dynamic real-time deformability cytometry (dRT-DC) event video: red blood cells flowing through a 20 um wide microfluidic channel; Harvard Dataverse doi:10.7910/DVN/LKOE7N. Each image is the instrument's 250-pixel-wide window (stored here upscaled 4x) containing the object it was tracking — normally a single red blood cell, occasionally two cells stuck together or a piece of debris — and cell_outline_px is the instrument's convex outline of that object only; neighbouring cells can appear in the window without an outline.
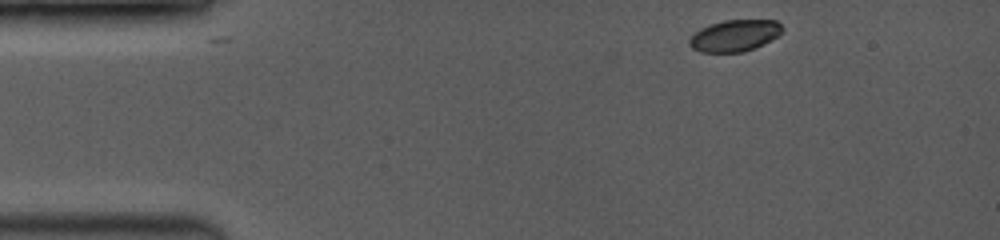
{"species": "common noctule bat (a hibernating species)", "species_latin": "Nyctalus noctula", "temperature_condition": "room temperature", "stored_images_in_passage": 13, "camera_frame_rate_fps": 3500, "um_per_image_px": 0.085, "animal": {"sex": "female", "body_mass_g": 19.0, "forearm_length_mm": 53.3}, "frame": {"image": 1, "passage_image": 1, "time_ms": 0.0, "image_size_px": [1000, 240], "cell_outline_px": [[784, 28], [780, 36], [756, 48], [744, 52], [700, 52], [692, 48], [688, 44], [688, 40], [700, 28], [724, 20], [776, 20]], "centroid_in_image_um": [62.48, 3.03], "position_along_channel_um": 22.5, "area_um2": 17.28}}
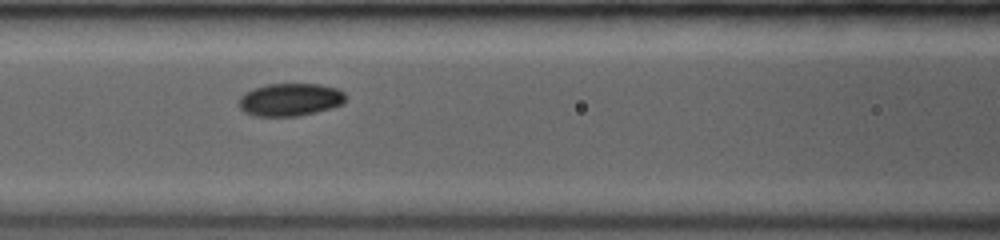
{"frame": {"image": 2, "passage_image": 10, "time_ms": 4.857, "image_size_px": [1000, 240], "cell_outline_px": [[344, 104], [332, 108], [300, 116], [252, 116], [244, 112], [240, 108], [240, 96], [244, 92], [268, 84], [320, 84], [336, 88], [344, 92]], "centroid_in_image_um": [24.67, 8.48], "position_along_channel_um": 141.9, "area_um2": 20.4}}
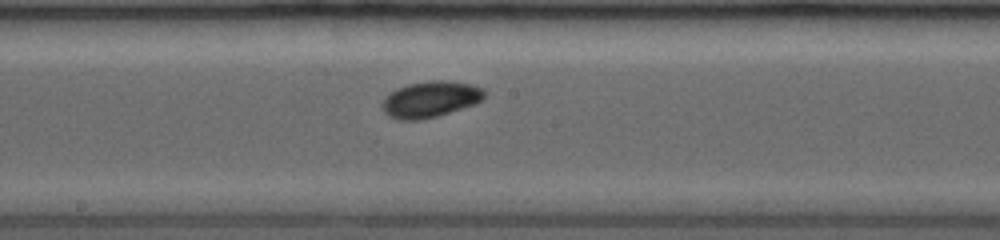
{"frame": {"image": 3, "passage_image": 13, "time_ms": 6.571, "image_size_px": [1000, 240], "cell_outline_px": [[484, 96], [476, 104], [436, 116], [420, 120], [396, 120], [388, 116], [384, 112], [384, 100], [396, 88], [408, 84], [432, 80], [444, 80], [472, 84], [484, 88]], "centroid_in_image_um": [36.6, 8.44], "position_along_channel_um": 211.6, "area_um2": 21.33}}